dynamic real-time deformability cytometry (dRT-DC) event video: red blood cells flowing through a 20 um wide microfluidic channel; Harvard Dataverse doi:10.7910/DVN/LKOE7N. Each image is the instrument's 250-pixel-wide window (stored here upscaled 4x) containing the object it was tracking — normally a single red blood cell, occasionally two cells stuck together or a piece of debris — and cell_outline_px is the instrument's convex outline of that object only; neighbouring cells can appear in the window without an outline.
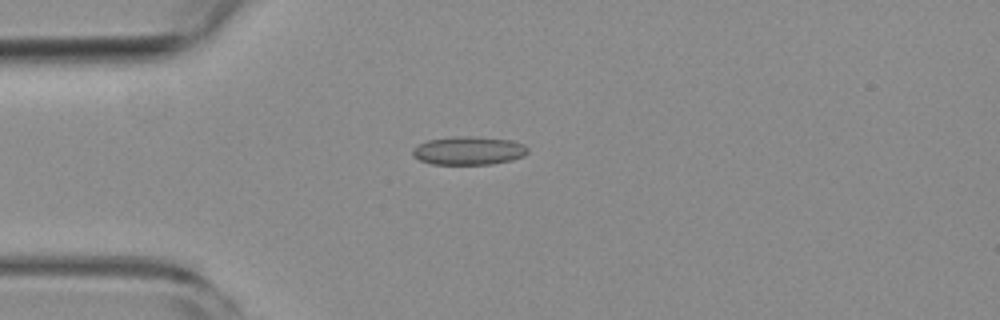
{"species": "common noctule bat (a hibernating species)", "species_latin": "Nyctalus noctula", "temperature_condition": "room temperature", "stored_images_in_passage": 42, "camera_frame_rate_fps": 3000, "um_per_image_px": 0.085, "animal": {"sex": "female", "body_mass_g": 19.3, "forearm_length_mm": 54.1}, "frame": {"image": 1, "passage_image": 2, "time_ms": 0.333, "image_size_px": [1000, 320], "cell_outline_px": [[528, 152], [524, 156], [512, 160], [492, 164], [432, 164], [420, 160], [412, 156], [412, 148], [428, 140], [460, 136], [472, 136], [512, 140], [524, 144], [528, 148]], "centroid_in_image_um": [39.86, 12.81], "position_along_channel_um": 45.1, "area_um2": 19.07}}
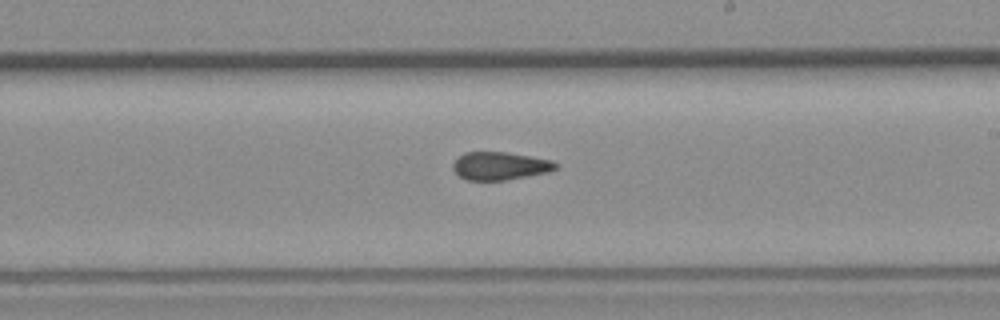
{"frame": {"image": 2, "passage_image": 19, "time_ms": 6.0, "image_size_px": [1000, 320], "cell_outline_px": [[556, 168], [548, 172], [528, 176], [504, 180], [464, 180], [452, 168], [452, 164], [464, 152], [508, 152], [552, 160], [556, 164]], "centroid_in_image_um": [42.48, 14.1], "position_along_channel_um": 246.5, "area_um2": 16.65}}
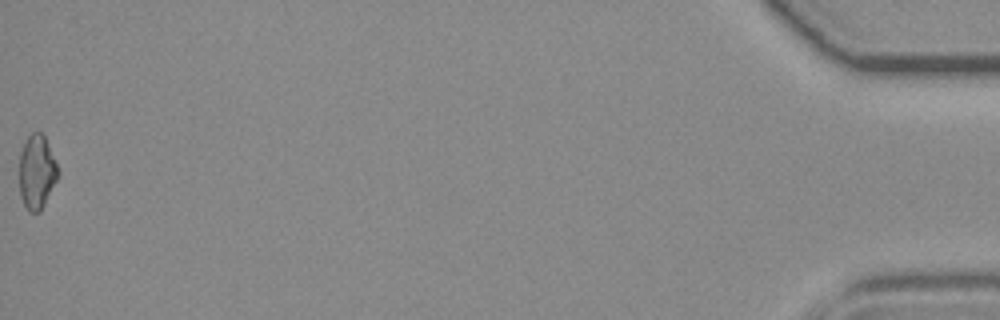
{"frame": {"image": 3, "passage_image": 42, "time_ms": 13.667, "image_size_px": [1000, 320], "cell_outline_px": [[60, 176], [40, 212], [28, 212], [20, 196], [20, 152], [28, 136], [32, 132], [40, 132], [44, 136], [60, 172]], "centroid_in_image_um": [3.14, 14.65], "position_along_channel_um": 432.1, "area_um2": 16.7}, "authors_computed_cell_mechanics": {"area_um2": 17.4267, "velocity_mm_per_s": 3.8392, "shape_relaxation_time_tau1_ms": null, "shape_relaxation_time_tau2_ms": 2.0079, "deformation_change_tau1": null, "deformation_change_tau2": 0.0856}}